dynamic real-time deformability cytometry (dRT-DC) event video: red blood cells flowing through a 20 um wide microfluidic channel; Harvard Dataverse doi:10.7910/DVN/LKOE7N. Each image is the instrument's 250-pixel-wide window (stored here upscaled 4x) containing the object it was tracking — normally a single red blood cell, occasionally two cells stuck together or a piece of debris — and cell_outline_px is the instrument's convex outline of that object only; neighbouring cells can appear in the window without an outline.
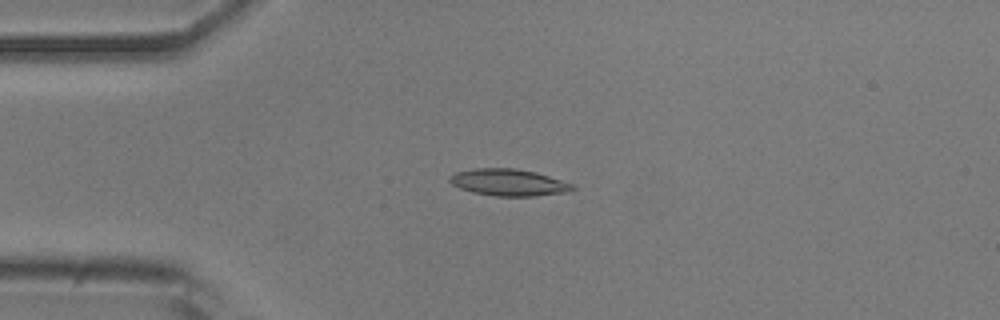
{"species": "common noctule bat (a hibernating species)", "species_latin": "Nyctalus noctula", "temperature_condition": "room temperature", "stored_images_in_passage": 53, "camera_frame_rate_fps": 3000, "um_per_image_px": 0.085, "animal": {"sex": "male", "body_mass_g": 20.5, "forearm_length_mm": 52.5}, "frame": {"image": 1, "passage_image": 13, "time_ms": 4.0, "image_size_px": [1000, 320], "cell_outline_px": [[576, 188], [568, 192], [536, 196], [496, 196], [472, 192], [460, 188], [452, 184], [448, 180], [448, 176], [456, 172], [476, 168], [516, 168], [536, 172], [572, 184]], "centroid_in_image_um": [43.21, 15.5], "position_along_channel_um": 41.8, "area_um2": 19.19}}
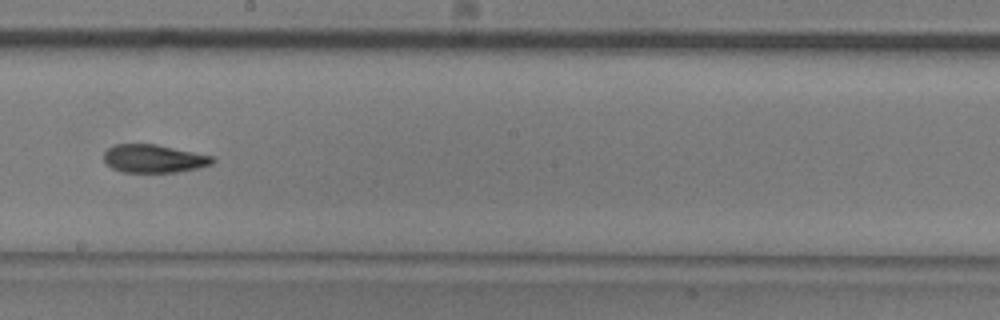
{"frame": {"image": 2, "passage_image": 30, "time_ms": 9.667, "image_size_px": [1000, 320], "cell_outline_px": [[216, 160], [212, 164], [196, 168], [176, 172], [120, 172], [112, 168], [104, 160], [104, 152], [108, 148], [116, 144], [156, 144], [212, 156]], "centroid_in_image_um": [13.06, 13.48], "position_along_channel_um": 235.1, "area_um2": 17.69}}
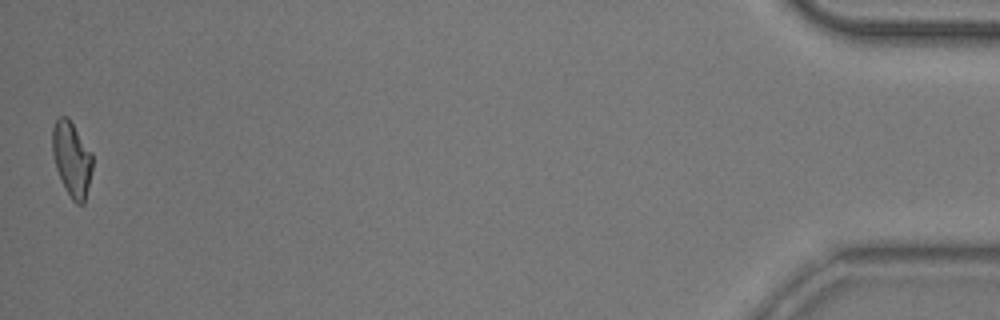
{"frame": {"image": 3, "passage_image": 53, "time_ms": 17.333, "image_size_px": [1000, 320], "cell_outline_px": [[92, 168], [84, 204], [76, 204], [72, 200], [56, 168], [52, 152], [52, 128], [56, 120], [60, 116], [68, 116], [92, 152]], "centroid_in_image_um": [6.1, 13.47], "position_along_channel_um": 429.1, "area_um2": 17.34}, "authors_computed_cell_mechanics": {"area_um2": 18.207, "velocity_mm_per_s": 3.7744, "shape_relaxation_time_tau1_ms": 8.826, "shape_relaxation_time_tau2_ms": 3.5324, "deformation_change_tau1": 0.2045, "deformation_change_tau2": 0.1139}}